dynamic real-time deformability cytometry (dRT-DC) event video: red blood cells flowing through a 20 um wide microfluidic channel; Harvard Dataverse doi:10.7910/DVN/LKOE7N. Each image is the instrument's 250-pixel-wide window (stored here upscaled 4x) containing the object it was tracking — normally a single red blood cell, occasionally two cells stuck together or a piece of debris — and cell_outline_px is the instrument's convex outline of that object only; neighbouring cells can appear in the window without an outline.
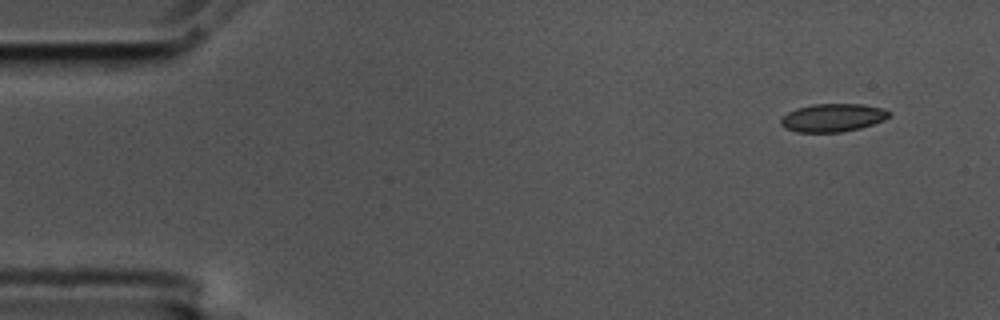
{"species": "common noctule bat (a hibernating species)", "species_latin": "Nyctalus noctula", "temperature_condition": "cold", "stored_images_in_passage": 8, "camera_frame_rate_fps": 3000, "um_per_image_px": 0.085, "animal": {"sex": "male", "body_mass_g": 17.5, "forearm_length_mm": 52.3}, "frame": {"image": 1, "passage_image": 1, "time_ms": 0.0, "image_size_px": [1000, 320], "cell_outline_px": [[892, 116], [884, 120], [860, 128], [840, 132], [796, 132], [784, 128], [780, 124], [780, 120], [788, 112], [796, 108], [812, 104], [864, 104], [884, 108], [892, 112]], "centroid_in_image_um": [70.81, 10.0], "position_along_channel_um": 14.2, "area_um2": 17.92}}
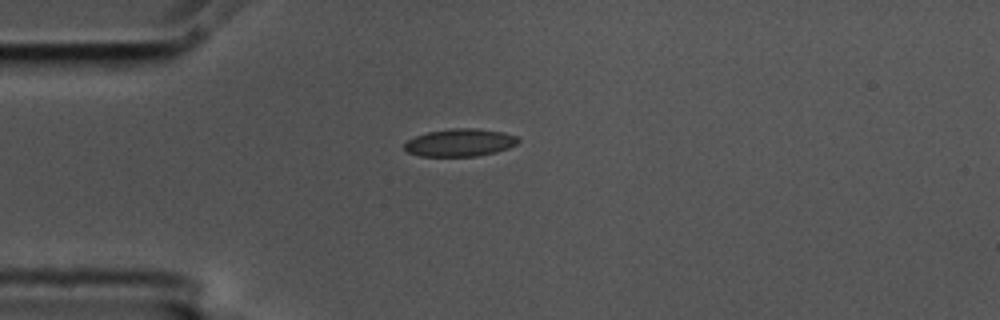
{"frame": {"image": 2, "passage_image": 4, "time_ms": 1.0, "image_size_px": [1000, 320], "cell_outline_px": [[520, 140], [516, 144], [508, 148], [496, 152], [476, 156], [420, 156], [408, 152], [404, 148], [404, 144], [408, 140], [416, 136], [428, 132], [452, 128], [476, 128], [504, 132], [516, 136]], "centroid_in_image_um": [39.11, 12.12], "position_along_channel_um": 45.9, "area_um2": 18.26}}
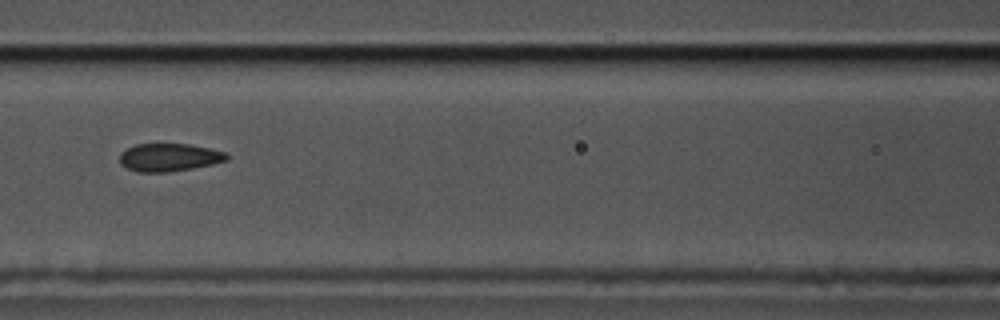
{"frame": {"image": 3, "passage_image": 7, "time_ms": 2.0, "image_size_px": [1000, 320], "cell_outline_px": [[228, 160], [212, 164], [192, 168], [168, 172], [136, 172], [120, 164], [120, 152], [136, 144], [188, 144], [228, 152]], "centroid_in_image_um": [14.38, 13.38], "position_along_channel_um": 152.2, "area_um2": 17.4}}